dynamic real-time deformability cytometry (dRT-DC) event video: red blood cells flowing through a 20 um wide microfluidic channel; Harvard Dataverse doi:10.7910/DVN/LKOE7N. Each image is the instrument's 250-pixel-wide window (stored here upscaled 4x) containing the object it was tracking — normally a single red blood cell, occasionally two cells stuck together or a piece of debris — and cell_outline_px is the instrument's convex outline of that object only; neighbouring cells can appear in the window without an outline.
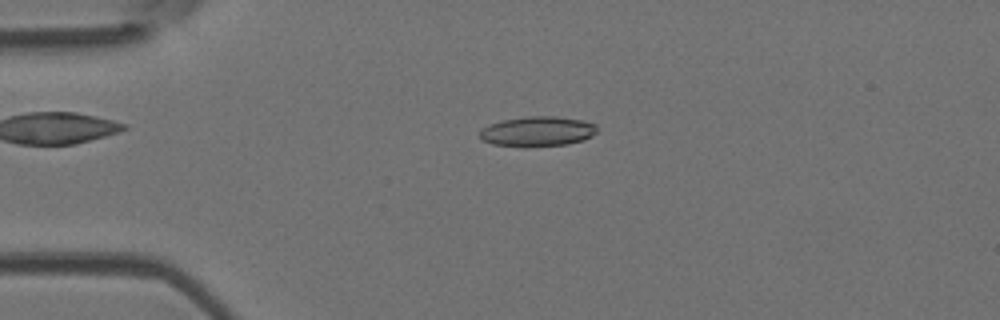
{"species": "Egyptian fruit bat (a non-hibernating species)", "species_latin": "Rousettus aegyptiacus", "temperature_condition": "room temperature", "stored_images_in_passage": 28, "camera_frame_rate_fps": 3000, "um_per_image_px": 0.085, "animal": {"sex": "female"}, "frame": {"image": 1, "passage_image": 2, "time_ms": 0.333, "image_size_px": [1000, 320], "cell_outline_px": [[596, 132], [592, 136], [584, 140], [568, 144], [524, 148], [520, 148], [492, 144], [484, 140], [480, 136], [480, 128], [488, 124], [500, 120], [524, 116], [556, 116], [580, 120], [596, 124]], "centroid_in_image_um": [45.64, 11.18], "position_along_channel_um": 39.4, "area_um2": 20.98}}
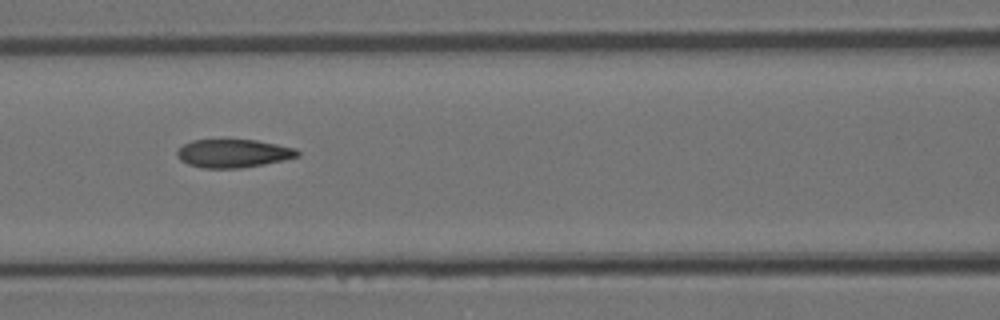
{"frame": {"image": 2, "passage_image": 12, "time_ms": 3.667, "image_size_px": [1000, 320], "cell_outline_px": [[300, 156], [284, 160], [264, 164], [240, 168], [200, 168], [188, 164], [180, 160], [176, 156], [176, 152], [184, 144], [192, 140], [256, 140], [296, 148], [300, 152]], "centroid_in_image_um": [19.83, 13.04], "position_along_channel_um": 146.8, "area_um2": 19.88}}
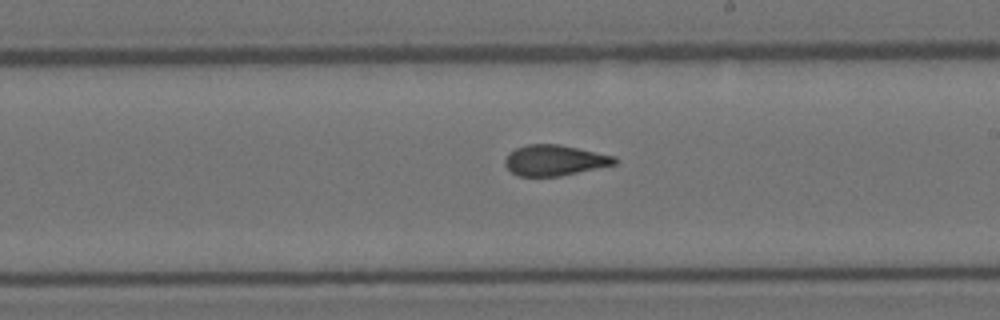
{"frame": {"image": 3, "passage_image": 19, "time_ms": 6.0, "image_size_px": [1000, 320], "cell_outline_px": [[620, 160], [616, 164], [560, 176], [516, 176], [504, 164], [504, 160], [508, 152], [516, 148], [528, 144], [560, 144], [616, 156]], "centroid_in_image_um": [47.15, 13.62], "position_along_channel_um": 241.9, "area_um2": 19.77}}